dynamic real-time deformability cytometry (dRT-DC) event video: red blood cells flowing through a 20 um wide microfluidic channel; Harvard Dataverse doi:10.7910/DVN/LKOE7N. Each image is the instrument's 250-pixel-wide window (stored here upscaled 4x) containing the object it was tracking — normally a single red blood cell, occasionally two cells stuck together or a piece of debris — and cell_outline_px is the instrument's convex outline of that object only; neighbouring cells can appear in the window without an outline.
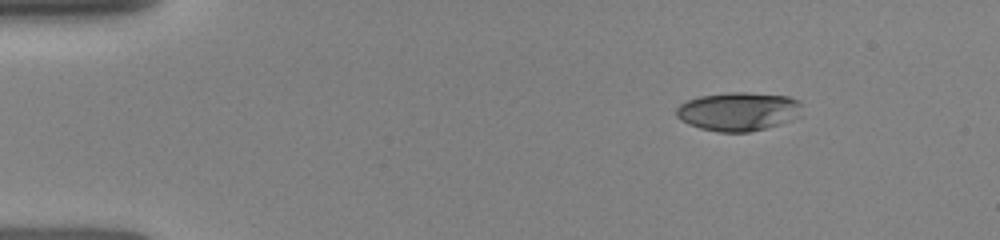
{"species": "human", "species_latin": "Homo sapiens", "temperature_condition": "room temperature", "stored_images_in_passage": 34, "camera_frame_rate_fps": 3000, "um_per_image_px": 0.085, "donor": {"sex": "female"}, "frame": {"image": 1, "passage_image": 1, "time_ms": 0.0, "image_size_px": [1000, 240], "cell_outline_px": [[800, 116], [792, 120], [768, 128], [748, 132], [716, 132], [700, 128], [688, 124], [680, 120], [676, 116], [676, 108], [680, 104], [688, 100], [700, 96], [728, 92], [744, 92], [788, 96], [800, 100]], "centroid_in_image_um": [62.76, 9.48], "position_along_channel_um": 22.2, "area_um2": 28.55}}
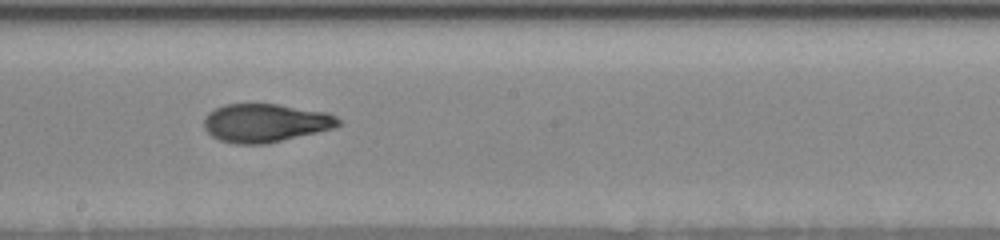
{"frame": {"image": 2, "passage_image": 19, "time_ms": 7.0, "image_size_px": [1000, 240], "cell_outline_px": [[340, 124], [336, 128], [268, 144], [236, 144], [220, 140], [212, 136], [204, 128], [204, 120], [208, 112], [224, 104], [276, 104], [328, 112], [336, 116], [340, 120]], "centroid_in_image_um": [22.58, 10.45], "position_along_channel_um": 225.6, "area_um2": 30.29}}
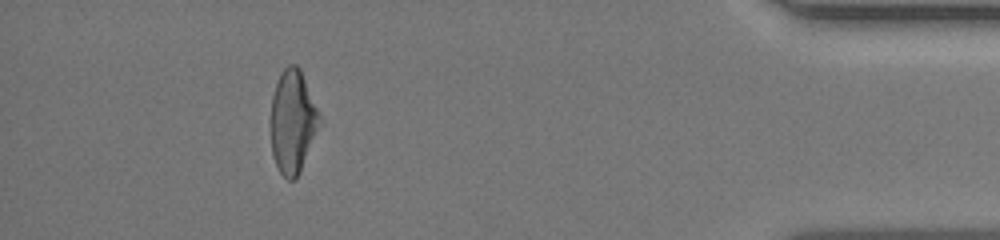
{"frame": {"image": 3, "passage_image": 31, "time_ms": 12.667, "image_size_px": [1000, 240], "cell_outline_px": [[320, 116], [316, 128], [300, 172], [292, 180], [288, 180], [280, 172], [276, 164], [272, 152], [272, 96], [280, 72], [288, 64], [296, 64], [300, 68]], "centroid_in_image_um": [24.85, 10.29], "position_along_channel_um": 410.4, "area_um2": 28.15}}